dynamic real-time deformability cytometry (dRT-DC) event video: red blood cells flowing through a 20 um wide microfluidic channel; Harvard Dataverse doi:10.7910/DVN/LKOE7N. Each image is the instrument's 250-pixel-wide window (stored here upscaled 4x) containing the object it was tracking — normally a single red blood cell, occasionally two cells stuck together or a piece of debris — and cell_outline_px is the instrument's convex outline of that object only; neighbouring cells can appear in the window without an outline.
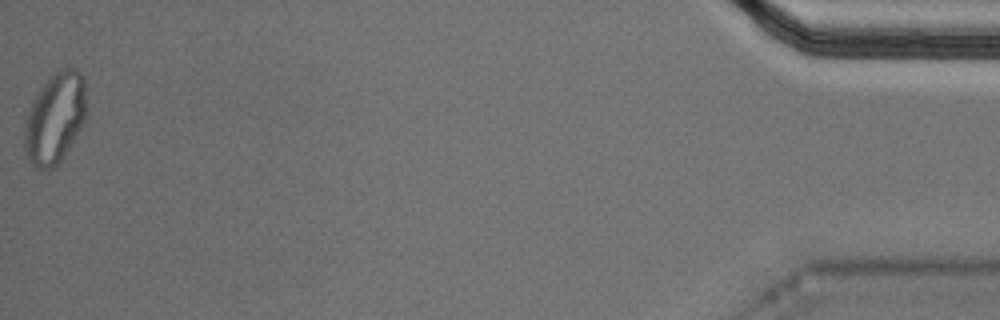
{"species": "Egyptian fruit bat (a non-hibernating species)", "species_latin": "Rousettus aegyptiacus", "temperature_condition": "cold", "stored_images_in_passage": 53, "camera_frame_rate_fps": 3000, "um_per_image_px": 0.085, "animal": {"sex": "male"}, "frame": {"image": 1, "passage_image": 53, "time_ms": 17.333, "image_size_px": [1000, 320], "cell_outline_px": [[88, 108], [84, 124], [72, 144], [64, 156], [52, 168], [36, 168], [32, 164], [24, 148], [24, 124], [32, 100], [48, 76], [68, 64], [76, 68], [84, 76]], "centroid_in_image_um": [4.72, 9.96], "position_along_channel_um": 430.5, "area_um2": 33.52}, "authors_computed_cell_mechanics": {"area_um2": 28.611, "velocity_mm_per_s": 3.5834, "shape_relaxation_time_tau1_ms": null, "shape_relaxation_time_tau2_ms": 1.6601, "deformation_change_tau1": null, "deformation_change_tau2": 0.0735}}